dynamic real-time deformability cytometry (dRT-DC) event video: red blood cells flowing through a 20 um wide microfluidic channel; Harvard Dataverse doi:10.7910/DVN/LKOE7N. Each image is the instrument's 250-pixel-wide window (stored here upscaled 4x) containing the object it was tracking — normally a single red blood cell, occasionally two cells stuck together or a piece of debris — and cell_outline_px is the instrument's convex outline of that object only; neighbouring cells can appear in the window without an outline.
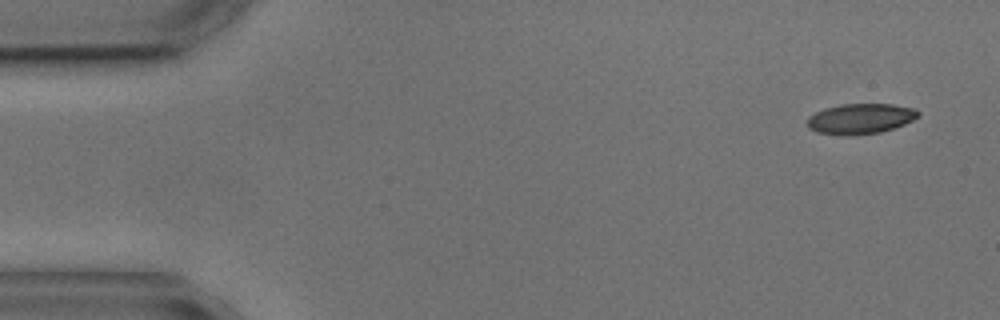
{"species": "common noctule bat (a hibernating species)", "species_latin": "Nyctalus noctula", "temperature_condition": "cold", "stored_images_in_passage": 5, "camera_frame_rate_fps": 3000, "um_per_image_px": 0.085, "animal": {"sex": "male", "body_mass_g": 17.9, "forearm_length_mm": 54.2}, "frame": {"image": 1, "passage_image": 1, "time_ms": 0.0, "image_size_px": [1000, 320], "cell_outline_px": [[920, 116], [904, 124], [880, 132], [852, 136], [844, 136], [816, 132], [808, 128], [808, 116], [824, 108], [840, 104], [892, 104], [916, 108], [920, 112]], "centroid_in_image_um": [73.13, 10.09], "position_along_channel_um": 11.9, "area_um2": 19.83}}
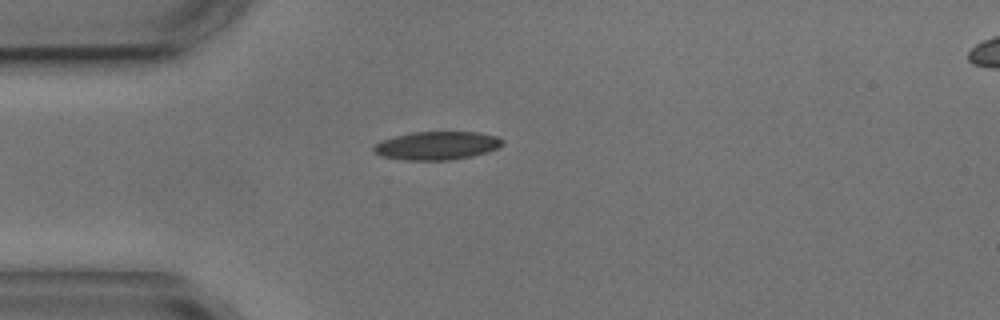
{"frame": {"image": 2, "passage_image": 4, "time_ms": 3.667, "image_size_px": [1000, 320], "cell_outline_px": [[504, 144], [488, 152], [472, 156], [448, 160], [404, 160], [380, 156], [372, 148], [380, 140], [412, 132], [476, 132], [496, 136], [504, 140]], "centroid_in_image_um": [37.14, 12.38], "position_along_channel_um": 47.9, "area_um2": 21.21}}